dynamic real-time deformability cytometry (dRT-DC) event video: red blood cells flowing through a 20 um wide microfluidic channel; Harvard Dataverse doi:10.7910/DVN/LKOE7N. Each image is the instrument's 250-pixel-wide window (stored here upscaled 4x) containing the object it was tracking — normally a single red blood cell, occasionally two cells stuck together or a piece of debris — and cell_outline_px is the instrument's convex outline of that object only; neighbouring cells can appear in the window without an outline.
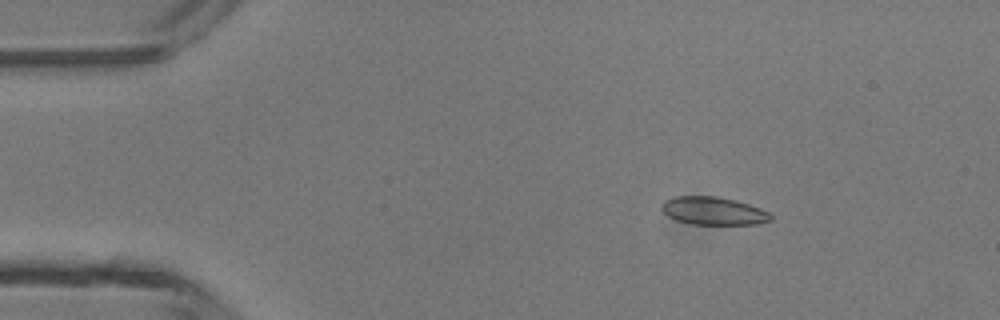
{"species": "common noctule bat (a hibernating species)", "species_latin": "Nyctalus noctula", "temperature_condition": "room temperature", "stored_images_in_passage": 5, "camera_frame_rate_fps": 3000, "um_per_image_px": 0.085, "animal": {"sex": "male", "body_mass_g": 13.3}, "frame": {"image": 1, "passage_image": 2, "time_ms": 2.0, "image_size_px": [1000, 320], "cell_outline_px": [[772, 220], [756, 224], [692, 224], [676, 220], [668, 216], [660, 208], [664, 200], [676, 196], [716, 196], [736, 200], [760, 208], [768, 212], [772, 216]], "centroid_in_image_um": [60.62, 17.92], "position_along_channel_um": 24.4, "area_um2": 17.74}}